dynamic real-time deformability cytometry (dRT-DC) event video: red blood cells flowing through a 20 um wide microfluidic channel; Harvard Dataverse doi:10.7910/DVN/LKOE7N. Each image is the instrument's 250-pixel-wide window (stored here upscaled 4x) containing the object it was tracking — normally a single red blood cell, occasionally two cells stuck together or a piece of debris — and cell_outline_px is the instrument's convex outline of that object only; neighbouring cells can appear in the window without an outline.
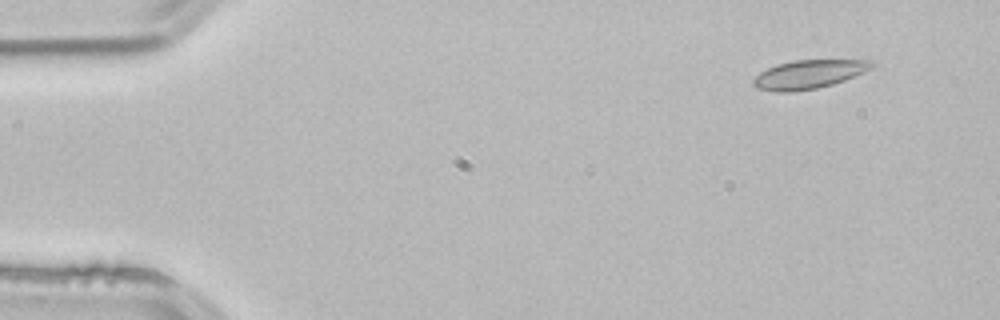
{"species": "common noctule bat (a hibernating species)", "species_latin": "Nyctalus noctula", "temperature_condition": "room temperature", "stored_images_in_passage": 4, "camera_frame_rate_fps": 3000, "um_per_image_px": 0.085, "animal": {"sex": "male", "body_mass_g": 21.5, "forearm_length_mm": 52.0}, "frame": {"image": 1, "passage_image": 1, "time_ms": 0.0, "image_size_px": [1000, 320], "cell_outline_px": [[876, 64], [872, 68], [864, 72], [844, 80], [832, 84], [816, 88], [788, 92], [776, 92], [756, 88], [752, 84], [752, 80], [760, 72], [776, 64], [796, 60], [872, 60]], "centroid_in_image_um": [68.73, 6.31], "position_along_channel_um": 16.3, "area_um2": 19.71}}